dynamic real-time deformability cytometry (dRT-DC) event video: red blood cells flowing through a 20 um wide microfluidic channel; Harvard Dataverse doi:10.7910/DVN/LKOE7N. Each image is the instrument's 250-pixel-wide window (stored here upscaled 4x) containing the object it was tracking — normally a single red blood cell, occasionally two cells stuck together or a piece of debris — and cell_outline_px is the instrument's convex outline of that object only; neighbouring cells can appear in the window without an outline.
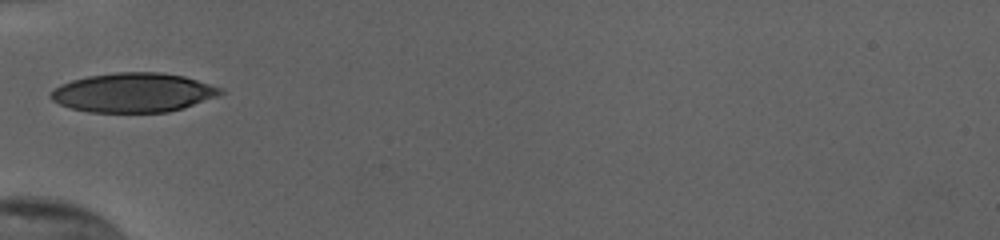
{"species": "human", "species_latin": "Homo sapiens", "temperature_condition": "cold", "stored_images_in_passage": 35, "camera_frame_rate_fps": 3000, "um_per_image_px": 0.085, "donor": {"sex": "female"}, "frame": {"image": 1, "passage_image": 1, "time_ms": 0.0, "image_size_px": [1000, 240], "cell_outline_px": [[224, 92], [216, 96], [184, 108], [168, 112], [88, 112], [72, 108], [60, 104], [52, 100], [48, 96], [60, 84], [72, 80], [88, 76], [116, 72], [160, 72], [184, 76], [224, 88]], "centroid_in_image_um": [11.35, 7.87], "position_along_channel_um": 73.7, "area_um2": 38.78}}
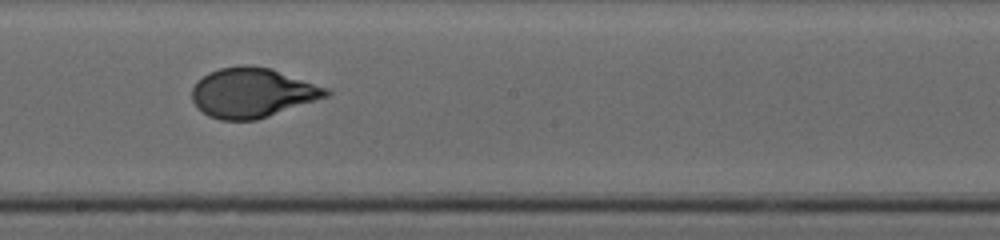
{"frame": {"image": 2, "passage_image": 13, "time_ms": 4.0, "image_size_px": [1000, 240], "cell_outline_px": [[332, 92], [328, 96], [256, 120], [220, 120], [208, 116], [196, 108], [192, 100], [192, 88], [196, 80], [208, 72], [220, 68], [244, 64], [272, 68], [328, 88]], "centroid_in_image_um": [21.41, 7.87], "position_along_channel_um": 226.8, "area_um2": 39.02}}
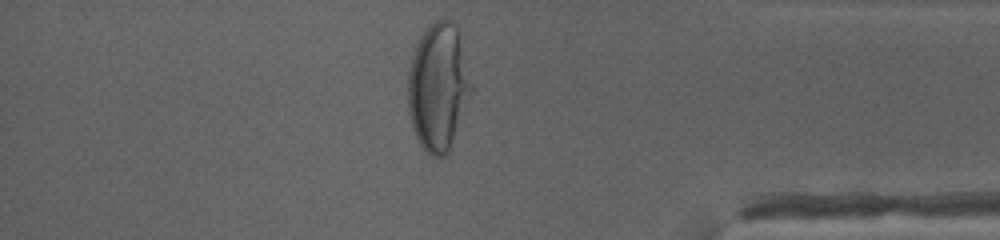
{"frame": {"image": 3, "passage_image": 28, "time_ms": 9.0, "image_size_px": [1000, 240], "cell_outline_px": [[476, 88], [448, 152], [444, 156], [432, 156], [420, 144], [416, 136], [412, 124], [408, 108], [408, 72], [412, 56], [416, 44], [420, 36], [436, 20], [452, 20], [456, 28]], "centroid_in_image_um": [37.3, 7.41], "position_along_channel_um": 397.9, "area_um2": 47.34}, "authors_computed_cell_mechanics": {"area_um2": 38.7838, "velocity_mm_per_s": 3.8339, "shape_relaxation_time_tau1_ms": 5.1587, "shape_relaxation_time_tau2_ms": null, "deformation_change_tau1": 0.2225, "deformation_change_tau2": null}}